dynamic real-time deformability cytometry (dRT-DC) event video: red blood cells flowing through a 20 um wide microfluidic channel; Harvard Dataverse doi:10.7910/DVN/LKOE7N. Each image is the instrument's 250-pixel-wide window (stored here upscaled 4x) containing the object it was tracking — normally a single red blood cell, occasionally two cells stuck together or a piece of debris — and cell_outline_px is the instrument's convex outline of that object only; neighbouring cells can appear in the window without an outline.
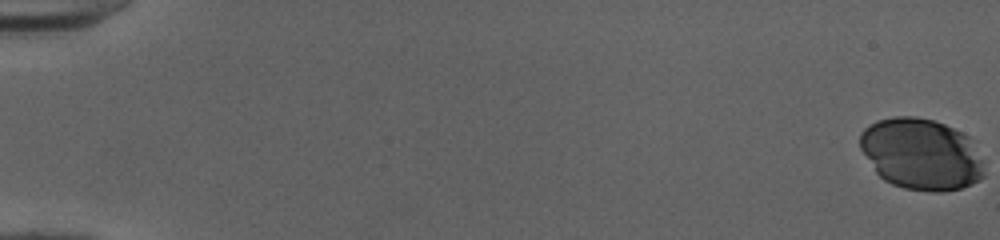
{"species": "human", "species_latin": "Homo sapiens", "temperature_condition": "cold", "stored_images_in_passage": 15, "camera_frame_rate_fps": 3000, "um_per_image_px": 0.085, "donor": {"sex": "female"}, "frame": {"image": 1, "passage_image": 1, "time_ms": 0.0, "image_size_px": [1000, 240], "cell_outline_px": [[984, 176], [980, 180], [972, 184], [960, 188], [944, 192], [928, 192], [904, 188], [892, 184], [884, 180], [876, 172], [860, 148], [860, 132], [868, 124], [876, 120], [892, 116], [916, 116], [932, 120], [944, 124], [976, 140], [984, 160]], "centroid_in_image_um": [78.35, 13.1], "position_along_channel_um": 6.7, "area_um2": 52.6}}